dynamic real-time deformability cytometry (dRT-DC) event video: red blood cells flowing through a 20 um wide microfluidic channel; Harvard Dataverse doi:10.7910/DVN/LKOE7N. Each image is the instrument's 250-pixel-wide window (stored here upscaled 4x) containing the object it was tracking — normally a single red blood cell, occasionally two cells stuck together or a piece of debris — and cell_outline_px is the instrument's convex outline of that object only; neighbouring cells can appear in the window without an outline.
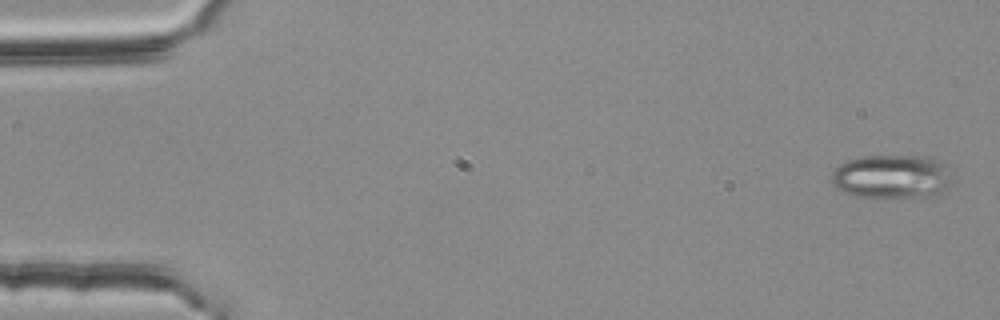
{"species": "common noctule bat (a hibernating species)", "species_latin": "Nyctalus noctula", "temperature_condition": "room temperature", "stored_images_in_passage": 4, "camera_frame_rate_fps": 3000, "um_per_image_px": 0.085, "animal": {"sex": "female", "body_mass_g": 25.1}, "frame": {"image": 1, "passage_image": 1, "time_ms": 0.0, "image_size_px": [1000, 320], "cell_outline_px": [[948, 188], [936, 196], [856, 196], [844, 192], [836, 188], [832, 184], [832, 172], [840, 164], [848, 160], [860, 156], [924, 156], [936, 160], [944, 164], [948, 184]], "centroid_in_image_um": [75.73, 15.0], "position_along_channel_um": 9.3, "area_um2": 30.11}}